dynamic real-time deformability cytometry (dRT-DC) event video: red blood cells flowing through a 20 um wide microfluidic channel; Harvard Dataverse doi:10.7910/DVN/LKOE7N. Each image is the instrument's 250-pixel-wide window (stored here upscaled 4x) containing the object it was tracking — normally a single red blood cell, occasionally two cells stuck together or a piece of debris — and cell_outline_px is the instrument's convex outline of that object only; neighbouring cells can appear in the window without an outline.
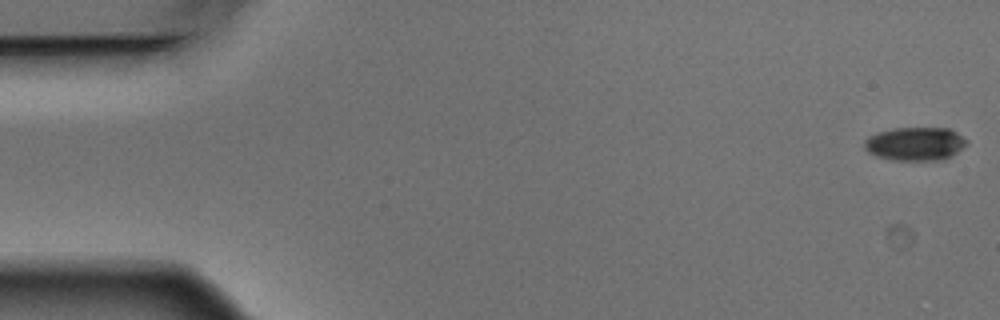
{"species": "Egyptian fruit bat (a non-hibernating species)", "species_latin": "Rousettus aegyptiacus", "temperature_condition": "warm", "stored_images_in_passage": 5, "camera_frame_rate_fps": 3000, "um_per_image_px": 0.085, "animal": {"sex": "male"}, "frame": {"image": 1, "passage_image": 1, "time_ms": 0.0, "image_size_px": [1000, 320], "cell_outline_px": [[968, 144], [952, 156], [944, 160], [888, 160], [876, 156], [868, 152], [864, 148], [864, 140], [868, 136], [876, 132], [892, 128], [948, 128], [956, 132], [968, 140]], "centroid_in_image_um": [77.78, 12.23], "position_along_channel_um": 7.2, "area_um2": 20.29}}
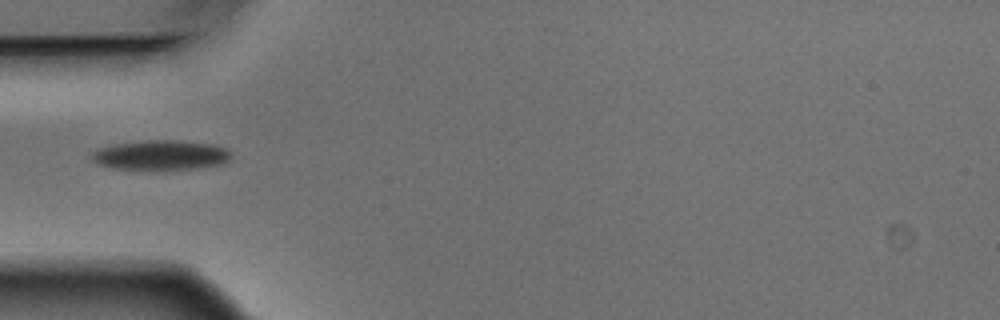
{"frame": {"image": 2, "passage_image": 5, "time_ms": 1.333, "image_size_px": [1000, 320], "cell_outline_px": [[232, 156], [228, 160], [220, 164], [200, 168], [112, 168], [100, 164], [92, 160], [92, 152], [100, 148], [112, 144], [144, 140], [180, 140], [216, 144], [228, 148], [232, 152]], "centroid_in_image_um": [13.73, 13.15], "position_along_channel_um": 71.3, "area_um2": 23.99}}